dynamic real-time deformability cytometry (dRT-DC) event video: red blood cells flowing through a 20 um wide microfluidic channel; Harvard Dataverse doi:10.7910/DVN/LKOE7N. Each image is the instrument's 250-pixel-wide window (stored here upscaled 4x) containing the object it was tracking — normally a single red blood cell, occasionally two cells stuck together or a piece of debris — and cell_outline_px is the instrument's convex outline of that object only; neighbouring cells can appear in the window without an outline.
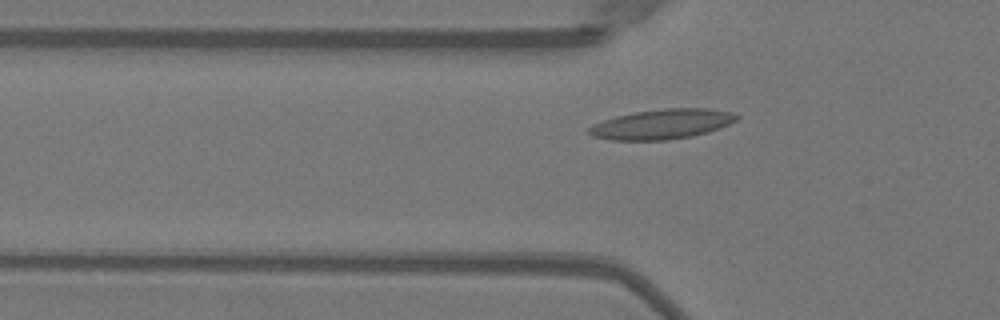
{"species": "Egyptian fruit bat (a non-hibernating species)", "species_latin": "Rousettus aegyptiacus", "temperature_condition": "warm", "stored_images_in_passage": 28, "camera_frame_rate_fps": 3000, "um_per_image_px": 0.085, "animal": {"sex": "female"}, "frame": {"image": 1, "passage_image": 14, "time_ms": 4.333, "image_size_px": [1000, 320], "cell_outline_px": [[740, 116], [736, 120], [728, 124], [708, 132], [692, 136], [668, 140], [612, 140], [592, 136], [588, 132], [588, 128], [592, 124], [616, 116], [636, 112], [664, 108], [708, 108], [732, 112]], "centroid_in_image_um": [56.27, 10.55], "position_along_channel_um": 69.5, "area_um2": 25.66}}
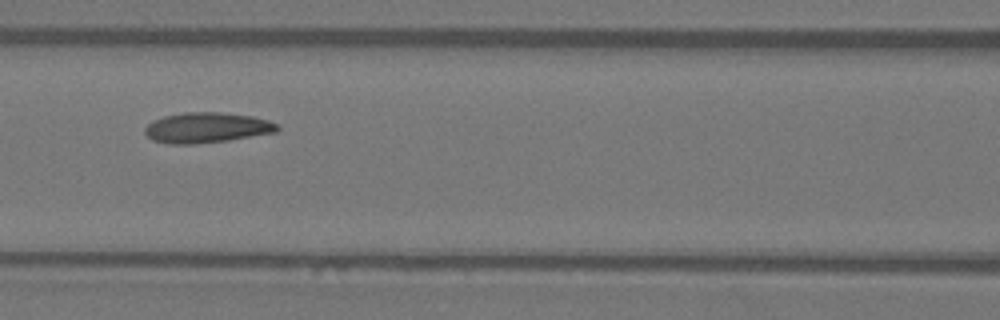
{"frame": {"image": 2, "passage_image": 20, "time_ms": 6.333, "image_size_px": [1000, 320], "cell_outline_px": [[280, 128], [276, 132], [228, 140], [196, 144], [168, 144], [152, 140], [144, 132], [144, 128], [148, 124], [164, 116], [184, 112], [224, 112], [252, 116], [268, 120], [276, 124]], "centroid_in_image_um": [17.57, 10.85], "position_along_channel_um": 149.0, "area_um2": 23.41}}
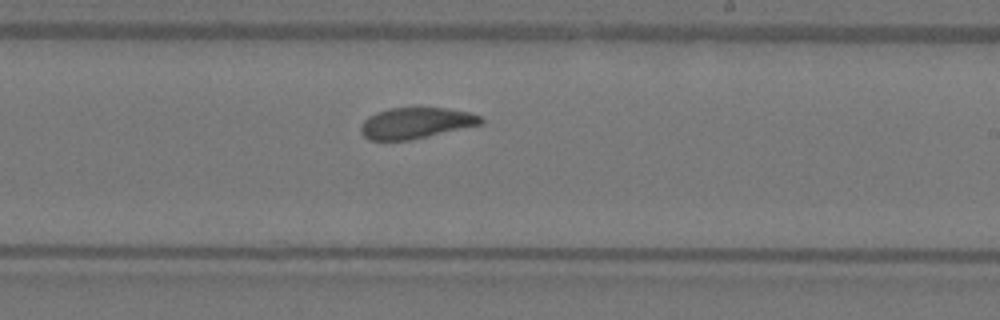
{"frame": {"image": 3, "passage_image": 28, "time_ms": 9.0, "image_size_px": [1000, 320], "cell_outline_px": [[484, 120], [480, 124], [412, 140], [368, 140], [360, 132], [360, 128], [364, 120], [368, 116], [376, 112], [388, 108], [444, 108], [468, 112], [480, 116]], "centroid_in_image_um": [35.3, 10.46], "position_along_channel_um": 253.7, "area_um2": 21.56}}